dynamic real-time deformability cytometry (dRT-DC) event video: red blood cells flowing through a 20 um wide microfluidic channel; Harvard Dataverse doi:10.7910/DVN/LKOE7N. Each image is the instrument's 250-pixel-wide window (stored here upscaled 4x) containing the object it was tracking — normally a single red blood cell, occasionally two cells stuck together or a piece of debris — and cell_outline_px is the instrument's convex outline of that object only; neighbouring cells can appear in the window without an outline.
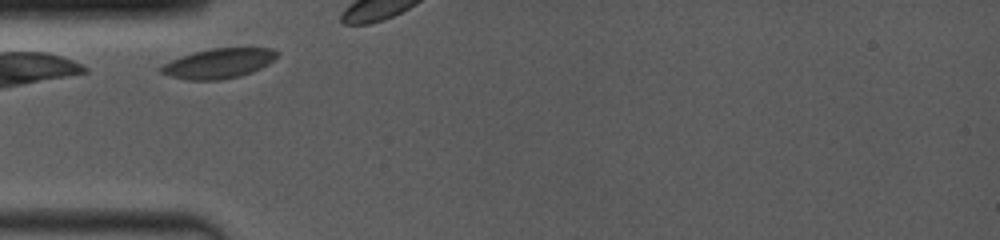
{"species": "common noctule bat (a hibernating species)", "species_latin": "Nyctalus noctula", "temperature_condition": "room temperature", "stored_images_in_passage": 10, "camera_frame_rate_fps": 4000, "um_per_image_px": 0.085, "animal": {"sex": "female", "body_mass_g": 19.0, "forearm_length_mm": 53.3}, "frame": {"image": 1, "passage_image": 1, "time_ms": 0.0, "image_size_px": [1000, 240], "cell_outline_px": [[280, 52], [268, 64], [252, 72], [240, 76], [220, 80], [188, 80], [172, 76], [160, 72], [156, 68], [180, 56], [192, 52], [212, 48], [272, 48]], "centroid_in_image_um": [18.57, 5.38], "position_along_channel_um": 66.4, "area_um2": 20.17}}